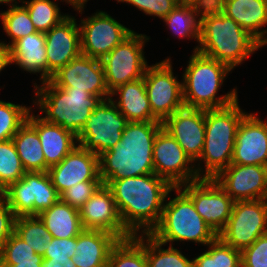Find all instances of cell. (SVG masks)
Segmentation results:
<instances>
[{
    "instance_id": "obj_43",
    "label": "cell",
    "mask_w": 267,
    "mask_h": 267,
    "mask_svg": "<svg viewBox=\"0 0 267 267\" xmlns=\"http://www.w3.org/2000/svg\"><path fill=\"white\" fill-rule=\"evenodd\" d=\"M16 216L0 193V246L15 230Z\"/></svg>"
},
{
    "instance_id": "obj_26",
    "label": "cell",
    "mask_w": 267,
    "mask_h": 267,
    "mask_svg": "<svg viewBox=\"0 0 267 267\" xmlns=\"http://www.w3.org/2000/svg\"><path fill=\"white\" fill-rule=\"evenodd\" d=\"M118 238L106 231L84 229L76 237V248L71 261L77 267H106L110 251Z\"/></svg>"
},
{
    "instance_id": "obj_14",
    "label": "cell",
    "mask_w": 267,
    "mask_h": 267,
    "mask_svg": "<svg viewBox=\"0 0 267 267\" xmlns=\"http://www.w3.org/2000/svg\"><path fill=\"white\" fill-rule=\"evenodd\" d=\"M179 188L192 200L198 214L218 235L226 227L235 201L213 178H200Z\"/></svg>"
},
{
    "instance_id": "obj_25",
    "label": "cell",
    "mask_w": 267,
    "mask_h": 267,
    "mask_svg": "<svg viewBox=\"0 0 267 267\" xmlns=\"http://www.w3.org/2000/svg\"><path fill=\"white\" fill-rule=\"evenodd\" d=\"M12 64L26 71L39 74L40 82L48 81L53 73L48 69L45 50V33L36 32L18 39L10 46Z\"/></svg>"
},
{
    "instance_id": "obj_40",
    "label": "cell",
    "mask_w": 267,
    "mask_h": 267,
    "mask_svg": "<svg viewBox=\"0 0 267 267\" xmlns=\"http://www.w3.org/2000/svg\"><path fill=\"white\" fill-rule=\"evenodd\" d=\"M102 184V181L76 183L60 195V200L79 210Z\"/></svg>"
},
{
    "instance_id": "obj_38",
    "label": "cell",
    "mask_w": 267,
    "mask_h": 267,
    "mask_svg": "<svg viewBox=\"0 0 267 267\" xmlns=\"http://www.w3.org/2000/svg\"><path fill=\"white\" fill-rule=\"evenodd\" d=\"M31 106L0 100V142L12 139L26 122Z\"/></svg>"
},
{
    "instance_id": "obj_16",
    "label": "cell",
    "mask_w": 267,
    "mask_h": 267,
    "mask_svg": "<svg viewBox=\"0 0 267 267\" xmlns=\"http://www.w3.org/2000/svg\"><path fill=\"white\" fill-rule=\"evenodd\" d=\"M50 80L61 88L73 87L75 90H85L103 99L110 98L100 59L80 54L55 72Z\"/></svg>"
},
{
    "instance_id": "obj_22",
    "label": "cell",
    "mask_w": 267,
    "mask_h": 267,
    "mask_svg": "<svg viewBox=\"0 0 267 267\" xmlns=\"http://www.w3.org/2000/svg\"><path fill=\"white\" fill-rule=\"evenodd\" d=\"M77 19L76 16L69 14L58 25L45 33L48 69L53 74L82 54Z\"/></svg>"
},
{
    "instance_id": "obj_19",
    "label": "cell",
    "mask_w": 267,
    "mask_h": 267,
    "mask_svg": "<svg viewBox=\"0 0 267 267\" xmlns=\"http://www.w3.org/2000/svg\"><path fill=\"white\" fill-rule=\"evenodd\" d=\"M79 215L84 229L106 231L119 240L133 236L122 224L112 192L105 184L82 205Z\"/></svg>"
},
{
    "instance_id": "obj_42",
    "label": "cell",
    "mask_w": 267,
    "mask_h": 267,
    "mask_svg": "<svg viewBox=\"0 0 267 267\" xmlns=\"http://www.w3.org/2000/svg\"><path fill=\"white\" fill-rule=\"evenodd\" d=\"M242 267H267V233L241 251Z\"/></svg>"
},
{
    "instance_id": "obj_21",
    "label": "cell",
    "mask_w": 267,
    "mask_h": 267,
    "mask_svg": "<svg viewBox=\"0 0 267 267\" xmlns=\"http://www.w3.org/2000/svg\"><path fill=\"white\" fill-rule=\"evenodd\" d=\"M162 126L195 163L202 153L205 140V110L184 107L170 117Z\"/></svg>"
},
{
    "instance_id": "obj_23",
    "label": "cell",
    "mask_w": 267,
    "mask_h": 267,
    "mask_svg": "<svg viewBox=\"0 0 267 267\" xmlns=\"http://www.w3.org/2000/svg\"><path fill=\"white\" fill-rule=\"evenodd\" d=\"M31 110L27 122L37 131L46 164L51 167L60 163L78 144L77 136L60 125L46 122Z\"/></svg>"
},
{
    "instance_id": "obj_33",
    "label": "cell",
    "mask_w": 267,
    "mask_h": 267,
    "mask_svg": "<svg viewBox=\"0 0 267 267\" xmlns=\"http://www.w3.org/2000/svg\"><path fill=\"white\" fill-rule=\"evenodd\" d=\"M207 247L192 258L193 267H242L241 251L225 244L219 237Z\"/></svg>"
},
{
    "instance_id": "obj_10",
    "label": "cell",
    "mask_w": 267,
    "mask_h": 267,
    "mask_svg": "<svg viewBox=\"0 0 267 267\" xmlns=\"http://www.w3.org/2000/svg\"><path fill=\"white\" fill-rule=\"evenodd\" d=\"M1 193L16 217L39 215L60 200L48 172H26Z\"/></svg>"
},
{
    "instance_id": "obj_37",
    "label": "cell",
    "mask_w": 267,
    "mask_h": 267,
    "mask_svg": "<svg viewBox=\"0 0 267 267\" xmlns=\"http://www.w3.org/2000/svg\"><path fill=\"white\" fill-rule=\"evenodd\" d=\"M26 173L12 139L0 142V193Z\"/></svg>"
},
{
    "instance_id": "obj_30",
    "label": "cell",
    "mask_w": 267,
    "mask_h": 267,
    "mask_svg": "<svg viewBox=\"0 0 267 267\" xmlns=\"http://www.w3.org/2000/svg\"><path fill=\"white\" fill-rule=\"evenodd\" d=\"M26 172H48L37 131L26 121L12 137Z\"/></svg>"
},
{
    "instance_id": "obj_2",
    "label": "cell",
    "mask_w": 267,
    "mask_h": 267,
    "mask_svg": "<svg viewBox=\"0 0 267 267\" xmlns=\"http://www.w3.org/2000/svg\"><path fill=\"white\" fill-rule=\"evenodd\" d=\"M162 122H128L120 142L99 155L102 183L155 173L153 146Z\"/></svg>"
},
{
    "instance_id": "obj_41",
    "label": "cell",
    "mask_w": 267,
    "mask_h": 267,
    "mask_svg": "<svg viewBox=\"0 0 267 267\" xmlns=\"http://www.w3.org/2000/svg\"><path fill=\"white\" fill-rule=\"evenodd\" d=\"M117 3H126L145 15L163 20L181 0H115Z\"/></svg>"
},
{
    "instance_id": "obj_13",
    "label": "cell",
    "mask_w": 267,
    "mask_h": 267,
    "mask_svg": "<svg viewBox=\"0 0 267 267\" xmlns=\"http://www.w3.org/2000/svg\"><path fill=\"white\" fill-rule=\"evenodd\" d=\"M78 22L82 54L100 60L134 31L102 10Z\"/></svg>"
},
{
    "instance_id": "obj_20",
    "label": "cell",
    "mask_w": 267,
    "mask_h": 267,
    "mask_svg": "<svg viewBox=\"0 0 267 267\" xmlns=\"http://www.w3.org/2000/svg\"><path fill=\"white\" fill-rule=\"evenodd\" d=\"M48 174L59 195L76 183L101 181L99 156L77 144L60 163L49 167Z\"/></svg>"
},
{
    "instance_id": "obj_44",
    "label": "cell",
    "mask_w": 267,
    "mask_h": 267,
    "mask_svg": "<svg viewBox=\"0 0 267 267\" xmlns=\"http://www.w3.org/2000/svg\"><path fill=\"white\" fill-rule=\"evenodd\" d=\"M76 248V237L55 238L48 242L47 250L43 257H66L72 258Z\"/></svg>"
},
{
    "instance_id": "obj_46",
    "label": "cell",
    "mask_w": 267,
    "mask_h": 267,
    "mask_svg": "<svg viewBox=\"0 0 267 267\" xmlns=\"http://www.w3.org/2000/svg\"><path fill=\"white\" fill-rule=\"evenodd\" d=\"M42 267H77L69 256L43 257Z\"/></svg>"
},
{
    "instance_id": "obj_1",
    "label": "cell",
    "mask_w": 267,
    "mask_h": 267,
    "mask_svg": "<svg viewBox=\"0 0 267 267\" xmlns=\"http://www.w3.org/2000/svg\"><path fill=\"white\" fill-rule=\"evenodd\" d=\"M122 224L132 234H150L159 224L164 202L173 188L155 173L108 180Z\"/></svg>"
},
{
    "instance_id": "obj_24",
    "label": "cell",
    "mask_w": 267,
    "mask_h": 267,
    "mask_svg": "<svg viewBox=\"0 0 267 267\" xmlns=\"http://www.w3.org/2000/svg\"><path fill=\"white\" fill-rule=\"evenodd\" d=\"M216 7L267 46V0H219Z\"/></svg>"
},
{
    "instance_id": "obj_28",
    "label": "cell",
    "mask_w": 267,
    "mask_h": 267,
    "mask_svg": "<svg viewBox=\"0 0 267 267\" xmlns=\"http://www.w3.org/2000/svg\"><path fill=\"white\" fill-rule=\"evenodd\" d=\"M38 216L55 238L77 237L84 230L79 210L61 200Z\"/></svg>"
},
{
    "instance_id": "obj_18",
    "label": "cell",
    "mask_w": 267,
    "mask_h": 267,
    "mask_svg": "<svg viewBox=\"0 0 267 267\" xmlns=\"http://www.w3.org/2000/svg\"><path fill=\"white\" fill-rule=\"evenodd\" d=\"M258 116L247 113L240 122L231 164L267 166V119Z\"/></svg>"
},
{
    "instance_id": "obj_29",
    "label": "cell",
    "mask_w": 267,
    "mask_h": 267,
    "mask_svg": "<svg viewBox=\"0 0 267 267\" xmlns=\"http://www.w3.org/2000/svg\"><path fill=\"white\" fill-rule=\"evenodd\" d=\"M203 8L201 5L181 1L162 21L174 37L195 40L196 44L199 43Z\"/></svg>"
},
{
    "instance_id": "obj_45",
    "label": "cell",
    "mask_w": 267,
    "mask_h": 267,
    "mask_svg": "<svg viewBox=\"0 0 267 267\" xmlns=\"http://www.w3.org/2000/svg\"><path fill=\"white\" fill-rule=\"evenodd\" d=\"M43 259L0 260V267H42Z\"/></svg>"
},
{
    "instance_id": "obj_7",
    "label": "cell",
    "mask_w": 267,
    "mask_h": 267,
    "mask_svg": "<svg viewBox=\"0 0 267 267\" xmlns=\"http://www.w3.org/2000/svg\"><path fill=\"white\" fill-rule=\"evenodd\" d=\"M172 192L176 196L171 198ZM150 235L168 246L191 242L207 246L218 235L196 211L192 200L179 188L173 187L164 202L162 217ZM179 242V243H178Z\"/></svg>"
},
{
    "instance_id": "obj_31",
    "label": "cell",
    "mask_w": 267,
    "mask_h": 267,
    "mask_svg": "<svg viewBox=\"0 0 267 267\" xmlns=\"http://www.w3.org/2000/svg\"><path fill=\"white\" fill-rule=\"evenodd\" d=\"M106 267H147L146 234L118 240L110 251Z\"/></svg>"
},
{
    "instance_id": "obj_32",
    "label": "cell",
    "mask_w": 267,
    "mask_h": 267,
    "mask_svg": "<svg viewBox=\"0 0 267 267\" xmlns=\"http://www.w3.org/2000/svg\"><path fill=\"white\" fill-rule=\"evenodd\" d=\"M60 2L69 6L74 4L71 0H23L22 4L28 10L37 32L46 33L69 15L61 12Z\"/></svg>"
},
{
    "instance_id": "obj_39",
    "label": "cell",
    "mask_w": 267,
    "mask_h": 267,
    "mask_svg": "<svg viewBox=\"0 0 267 267\" xmlns=\"http://www.w3.org/2000/svg\"><path fill=\"white\" fill-rule=\"evenodd\" d=\"M43 259L15 232L0 246V260Z\"/></svg>"
},
{
    "instance_id": "obj_17",
    "label": "cell",
    "mask_w": 267,
    "mask_h": 267,
    "mask_svg": "<svg viewBox=\"0 0 267 267\" xmlns=\"http://www.w3.org/2000/svg\"><path fill=\"white\" fill-rule=\"evenodd\" d=\"M213 179L234 201L267 199V166L230 164Z\"/></svg>"
},
{
    "instance_id": "obj_15",
    "label": "cell",
    "mask_w": 267,
    "mask_h": 267,
    "mask_svg": "<svg viewBox=\"0 0 267 267\" xmlns=\"http://www.w3.org/2000/svg\"><path fill=\"white\" fill-rule=\"evenodd\" d=\"M153 163L155 174L172 187L200 179L195 163L163 127L158 131L154 142Z\"/></svg>"
},
{
    "instance_id": "obj_49",
    "label": "cell",
    "mask_w": 267,
    "mask_h": 267,
    "mask_svg": "<svg viewBox=\"0 0 267 267\" xmlns=\"http://www.w3.org/2000/svg\"><path fill=\"white\" fill-rule=\"evenodd\" d=\"M74 4L72 6V8L74 9V11H76L78 14H83L84 9L86 7V3L89 0H71Z\"/></svg>"
},
{
    "instance_id": "obj_8",
    "label": "cell",
    "mask_w": 267,
    "mask_h": 267,
    "mask_svg": "<svg viewBox=\"0 0 267 267\" xmlns=\"http://www.w3.org/2000/svg\"><path fill=\"white\" fill-rule=\"evenodd\" d=\"M150 39V36L146 34L133 31L101 59L106 85L110 93L127 82L144 77L149 66L144 55V47Z\"/></svg>"
},
{
    "instance_id": "obj_4",
    "label": "cell",
    "mask_w": 267,
    "mask_h": 267,
    "mask_svg": "<svg viewBox=\"0 0 267 267\" xmlns=\"http://www.w3.org/2000/svg\"><path fill=\"white\" fill-rule=\"evenodd\" d=\"M182 73L183 101L187 108L218 109L238 100L237 87L219 96L232 69L215 59L193 52Z\"/></svg>"
},
{
    "instance_id": "obj_6",
    "label": "cell",
    "mask_w": 267,
    "mask_h": 267,
    "mask_svg": "<svg viewBox=\"0 0 267 267\" xmlns=\"http://www.w3.org/2000/svg\"><path fill=\"white\" fill-rule=\"evenodd\" d=\"M247 113L239 99L223 108L205 110L204 147L195 162L199 178H214L231 164L237 129Z\"/></svg>"
},
{
    "instance_id": "obj_11",
    "label": "cell",
    "mask_w": 267,
    "mask_h": 267,
    "mask_svg": "<svg viewBox=\"0 0 267 267\" xmlns=\"http://www.w3.org/2000/svg\"><path fill=\"white\" fill-rule=\"evenodd\" d=\"M127 123L113 101L104 99L90 113L77 136L78 145L99 156L120 142Z\"/></svg>"
},
{
    "instance_id": "obj_3",
    "label": "cell",
    "mask_w": 267,
    "mask_h": 267,
    "mask_svg": "<svg viewBox=\"0 0 267 267\" xmlns=\"http://www.w3.org/2000/svg\"><path fill=\"white\" fill-rule=\"evenodd\" d=\"M264 47L247 30L217 7H204L201 13L200 37L193 52L215 59L234 70Z\"/></svg>"
},
{
    "instance_id": "obj_27",
    "label": "cell",
    "mask_w": 267,
    "mask_h": 267,
    "mask_svg": "<svg viewBox=\"0 0 267 267\" xmlns=\"http://www.w3.org/2000/svg\"><path fill=\"white\" fill-rule=\"evenodd\" d=\"M110 99L128 122L156 121L152 115L144 78L117 87L110 93Z\"/></svg>"
},
{
    "instance_id": "obj_50",
    "label": "cell",
    "mask_w": 267,
    "mask_h": 267,
    "mask_svg": "<svg viewBox=\"0 0 267 267\" xmlns=\"http://www.w3.org/2000/svg\"><path fill=\"white\" fill-rule=\"evenodd\" d=\"M23 0H0V4H7L9 8L22 4Z\"/></svg>"
},
{
    "instance_id": "obj_12",
    "label": "cell",
    "mask_w": 267,
    "mask_h": 267,
    "mask_svg": "<svg viewBox=\"0 0 267 267\" xmlns=\"http://www.w3.org/2000/svg\"><path fill=\"white\" fill-rule=\"evenodd\" d=\"M267 233V199L235 201L226 227L218 237L239 251Z\"/></svg>"
},
{
    "instance_id": "obj_9",
    "label": "cell",
    "mask_w": 267,
    "mask_h": 267,
    "mask_svg": "<svg viewBox=\"0 0 267 267\" xmlns=\"http://www.w3.org/2000/svg\"><path fill=\"white\" fill-rule=\"evenodd\" d=\"M172 64L171 57H167L149 65L143 77L153 118L162 123L185 107L182 78L174 75Z\"/></svg>"
},
{
    "instance_id": "obj_48",
    "label": "cell",
    "mask_w": 267,
    "mask_h": 267,
    "mask_svg": "<svg viewBox=\"0 0 267 267\" xmlns=\"http://www.w3.org/2000/svg\"><path fill=\"white\" fill-rule=\"evenodd\" d=\"M191 4L201 5L203 7H216L219 0H181Z\"/></svg>"
},
{
    "instance_id": "obj_47",
    "label": "cell",
    "mask_w": 267,
    "mask_h": 267,
    "mask_svg": "<svg viewBox=\"0 0 267 267\" xmlns=\"http://www.w3.org/2000/svg\"><path fill=\"white\" fill-rule=\"evenodd\" d=\"M12 65V57L10 53V47H7L0 41V73L4 71L6 67Z\"/></svg>"
},
{
    "instance_id": "obj_35",
    "label": "cell",
    "mask_w": 267,
    "mask_h": 267,
    "mask_svg": "<svg viewBox=\"0 0 267 267\" xmlns=\"http://www.w3.org/2000/svg\"><path fill=\"white\" fill-rule=\"evenodd\" d=\"M0 21L3 32L9 39L8 42L2 41L3 39L0 41L7 47H10L18 39L37 32L28 10L23 4L0 11Z\"/></svg>"
},
{
    "instance_id": "obj_36",
    "label": "cell",
    "mask_w": 267,
    "mask_h": 267,
    "mask_svg": "<svg viewBox=\"0 0 267 267\" xmlns=\"http://www.w3.org/2000/svg\"><path fill=\"white\" fill-rule=\"evenodd\" d=\"M165 246L146 234L147 267H193V259L182 254L181 249L174 246L165 249Z\"/></svg>"
},
{
    "instance_id": "obj_34",
    "label": "cell",
    "mask_w": 267,
    "mask_h": 267,
    "mask_svg": "<svg viewBox=\"0 0 267 267\" xmlns=\"http://www.w3.org/2000/svg\"><path fill=\"white\" fill-rule=\"evenodd\" d=\"M14 232L42 256L47 250L48 242L53 239L38 215L16 217Z\"/></svg>"
},
{
    "instance_id": "obj_5",
    "label": "cell",
    "mask_w": 267,
    "mask_h": 267,
    "mask_svg": "<svg viewBox=\"0 0 267 267\" xmlns=\"http://www.w3.org/2000/svg\"><path fill=\"white\" fill-rule=\"evenodd\" d=\"M32 85L35 94L32 107L39 110L40 117L46 122L62 126L76 136L82 131L90 113L104 100L85 90L58 87L51 80L39 85L34 81Z\"/></svg>"
}]
</instances>
